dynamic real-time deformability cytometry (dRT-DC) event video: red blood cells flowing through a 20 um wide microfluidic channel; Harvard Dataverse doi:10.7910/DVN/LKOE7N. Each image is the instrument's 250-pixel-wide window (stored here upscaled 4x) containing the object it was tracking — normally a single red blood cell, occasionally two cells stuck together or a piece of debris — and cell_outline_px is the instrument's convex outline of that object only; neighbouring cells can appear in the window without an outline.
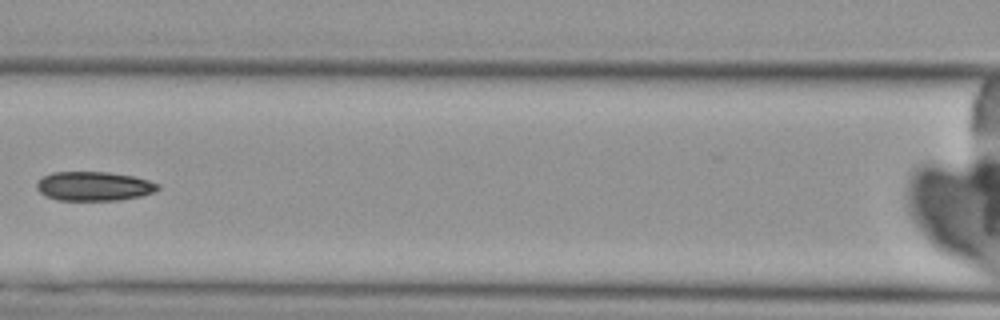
{"species": "Egyptian fruit bat (a non-hibernating species)", "species_latin": "Rousettus aegyptiacus", "temperature_condition": "cold", "stored_images_in_passage": 8, "camera_frame_rate_fps": 3000, "um_per_image_px": 0.085, "animal": {"sex": "female"}, "frame": {"image": 1, "passage_image": 7, "time_ms": 7.333, "image_size_px": [1000, 320], "cell_outline_px": [[160, 188], [152, 192], [140, 196], [116, 200], [56, 200], [44, 196], [36, 188], [36, 184], [44, 176], [52, 172], [108, 172], [132, 176], [148, 180], [160, 184]], "centroid_in_image_um": [7.96, 15.83], "position_along_channel_um": 158.6, "area_um2": 20.52}}
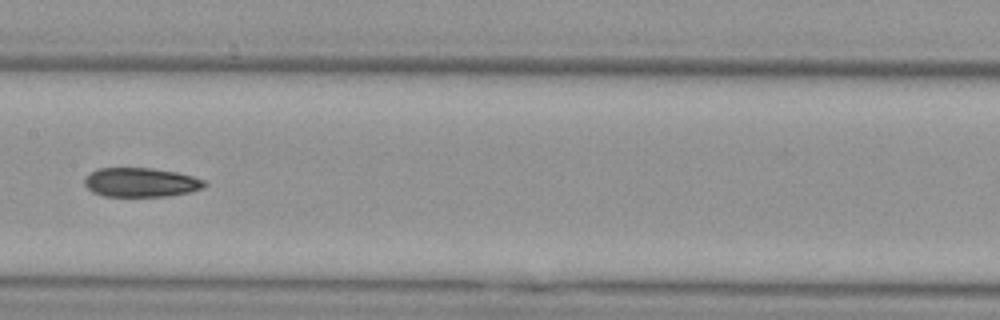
{"frame": {"image": 2, "passage_image": 8, "time_ms": 8.333, "image_size_px": [1000, 320], "cell_outline_px": [[208, 184], [204, 188], [188, 192], [168, 196], [104, 196], [92, 192], [84, 184], [84, 176], [88, 172], [96, 168], [152, 168], [176, 172], [192, 176], [204, 180]], "centroid_in_image_um": [11.94, 15.49], "position_along_channel_um": 195.5, "area_um2": 20.58}}